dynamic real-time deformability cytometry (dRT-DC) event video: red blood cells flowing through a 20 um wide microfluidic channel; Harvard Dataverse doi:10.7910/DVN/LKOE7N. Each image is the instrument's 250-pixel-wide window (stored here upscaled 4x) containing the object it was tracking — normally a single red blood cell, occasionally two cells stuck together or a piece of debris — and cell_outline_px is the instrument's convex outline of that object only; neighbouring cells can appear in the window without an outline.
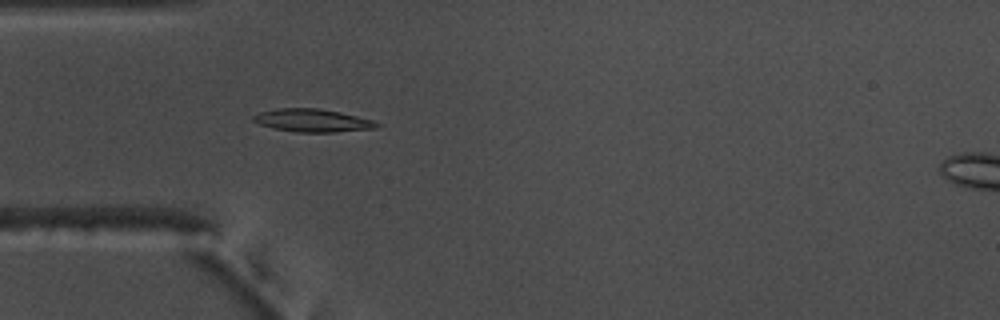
{"species": "common noctule bat (a hibernating species)", "species_latin": "Nyctalus noctula", "temperature_condition": "warm", "stored_images_in_passage": 42, "camera_frame_rate_fps": 3000, "um_per_image_px": 0.085, "animal": {"sex": "male", "body_mass_g": 17.5, "forearm_length_mm": 52.3}, "frame": {"image": 1, "passage_image": 3, "time_ms": 0.667, "image_size_px": [1000, 320], "cell_outline_px": [[380, 124], [376, 128], [336, 132], [296, 132], [276, 128], [260, 124], [252, 120], [252, 116], [260, 112], [280, 108], [320, 108], [340, 112], [372, 120]], "centroid_in_image_um": [26.56, 10.23], "position_along_channel_um": 58.4, "area_um2": 16.3}}
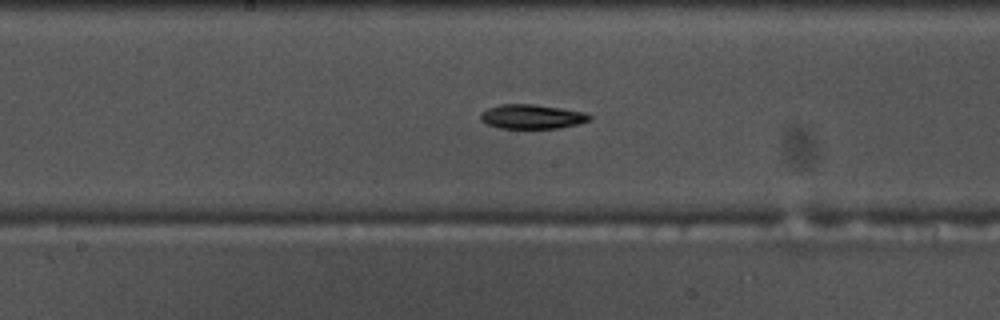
{"frame": {"image": 2, "passage_image": 15, "time_ms": 4.667, "image_size_px": [1000, 320], "cell_outline_px": [[592, 120], [576, 124], [556, 128], [500, 128], [488, 124], [480, 120], [480, 112], [488, 108], [500, 104], [536, 104], [584, 112], [592, 116]], "centroid_in_image_um": [45.19, 9.9], "position_along_channel_um": 203.0, "area_um2": 15.43}}
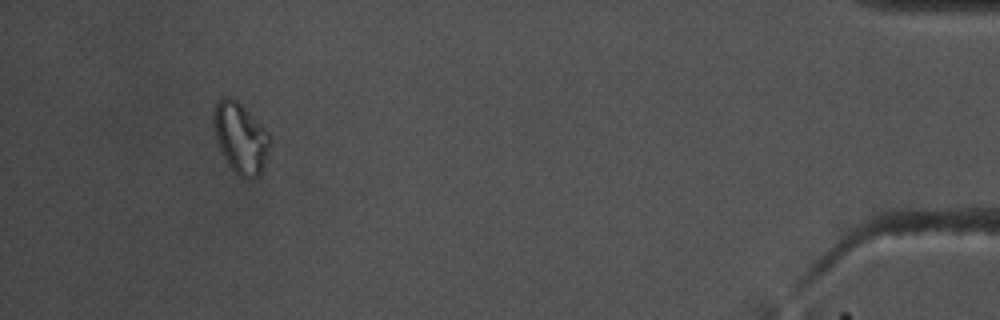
{"frame": {"image": 3, "passage_image": 38, "time_ms": 12.333, "image_size_px": [1000, 320], "cell_outline_px": [[272, 140], [264, 168], [256, 176], [240, 176], [228, 164], [216, 140], [212, 120], [212, 112], [216, 104], [224, 96], [228, 96], [236, 100], [268, 132]], "centroid_in_image_um": [20.44, 11.69], "position_along_channel_um": 414.8, "area_um2": 22.77}}